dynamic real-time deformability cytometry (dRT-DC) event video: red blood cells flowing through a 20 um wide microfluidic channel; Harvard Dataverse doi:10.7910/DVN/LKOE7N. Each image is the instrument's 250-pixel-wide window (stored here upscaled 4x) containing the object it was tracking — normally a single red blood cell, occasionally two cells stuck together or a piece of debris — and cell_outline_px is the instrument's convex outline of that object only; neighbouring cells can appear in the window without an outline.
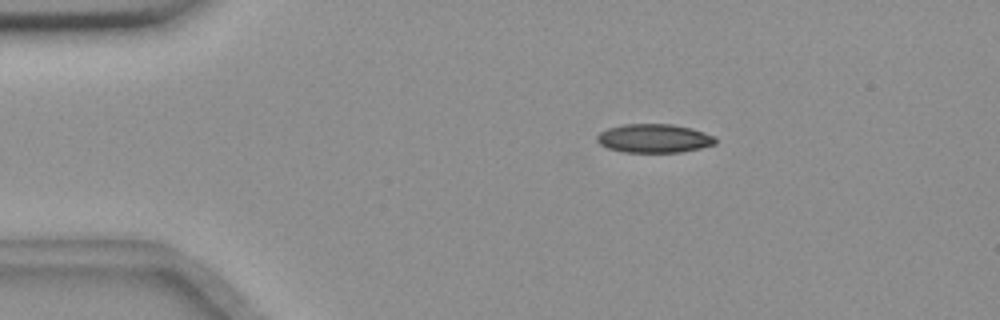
{"species": "common noctule bat (a hibernating species)", "species_latin": "Nyctalus noctula", "temperature_condition": "room temperature", "stored_images_in_passage": 3, "camera_frame_rate_fps": 3000, "um_per_image_px": 0.085, "animal": {"sex": "female", "body_mass_g": 18.4}, "frame": {"image": 1, "passage_image": 1, "time_ms": 0.0, "image_size_px": [1000, 320], "cell_outline_px": [[716, 144], [700, 148], [680, 152], [624, 152], [608, 148], [600, 144], [596, 140], [596, 136], [600, 132], [608, 128], [620, 124], [672, 124], [692, 128], [716, 136]], "centroid_in_image_um": [55.6, 11.75], "position_along_channel_um": 29.4, "area_um2": 19.94}}